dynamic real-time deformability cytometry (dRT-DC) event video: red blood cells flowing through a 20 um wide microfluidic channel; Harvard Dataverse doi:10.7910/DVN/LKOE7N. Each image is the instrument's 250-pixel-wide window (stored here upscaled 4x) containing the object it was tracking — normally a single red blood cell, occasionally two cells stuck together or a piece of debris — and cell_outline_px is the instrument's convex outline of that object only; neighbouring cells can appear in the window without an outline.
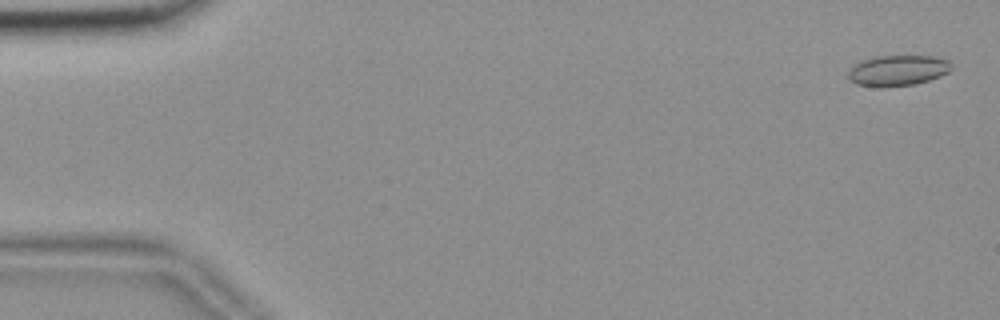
{"species": "common noctule bat (a hibernating species)", "species_latin": "Nyctalus noctula", "temperature_condition": "room temperature", "stored_images_in_passage": 56, "camera_frame_rate_fps": 3000, "um_per_image_px": 0.085, "animal": {"sex": "female", "body_mass_g": 18.4}, "frame": {"image": 1, "passage_image": 2, "time_ms": 0.333, "image_size_px": [1000, 320], "cell_outline_px": [[952, 68], [948, 72], [940, 76], [928, 80], [912, 84], [856, 84], [848, 76], [848, 72], [856, 64], [864, 60], [876, 56], [936, 56], [948, 60], [952, 64]], "centroid_in_image_um": [76.4, 5.93], "position_along_channel_um": 8.6, "area_um2": 17.51}}
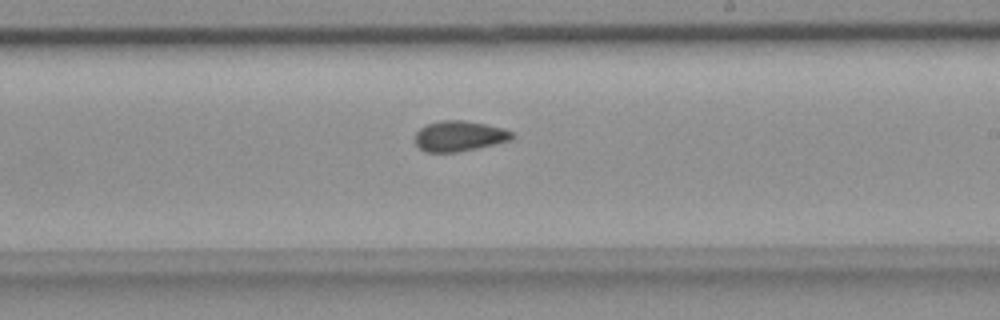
{"frame": {"image": 2, "passage_image": 33, "time_ms": 10.667, "image_size_px": [1000, 320], "cell_outline_px": [[516, 136], [508, 140], [476, 148], [456, 152], [424, 152], [416, 144], [416, 132], [420, 128], [428, 124], [440, 120], [464, 120], [504, 128], [512, 132]], "centroid_in_image_um": [39.02, 11.56], "position_along_channel_um": 250.0, "area_um2": 16.99}}
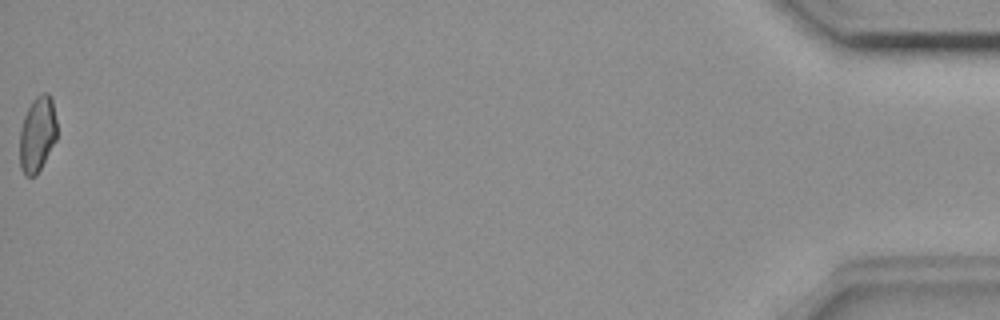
{"frame": {"image": 3, "passage_image": 56, "time_ms": 18.333, "image_size_px": [1000, 320], "cell_outline_px": [[56, 140], [36, 176], [24, 176], [20, 168], [20, 128], [24, 116], [32, 100], [36, 96], [44, 92], [48, 92], [52, 96], [56, 120]], "centroid_in_image_um": [3.17, 11.39], "position_along_channel_um": 432.0, "area_um2": 16.53}, "authors_computed_cell_mechanics": {"area_um2": 17.3111, "velocity_mm_per_s": 3.6803, "shape_relaxation_time_tau1_ms": null, "shape_relaxation_time_tau2_ms": 1.9483, "deformation_change_tau1": null, "deformation_change_tau2": 0.0787}}